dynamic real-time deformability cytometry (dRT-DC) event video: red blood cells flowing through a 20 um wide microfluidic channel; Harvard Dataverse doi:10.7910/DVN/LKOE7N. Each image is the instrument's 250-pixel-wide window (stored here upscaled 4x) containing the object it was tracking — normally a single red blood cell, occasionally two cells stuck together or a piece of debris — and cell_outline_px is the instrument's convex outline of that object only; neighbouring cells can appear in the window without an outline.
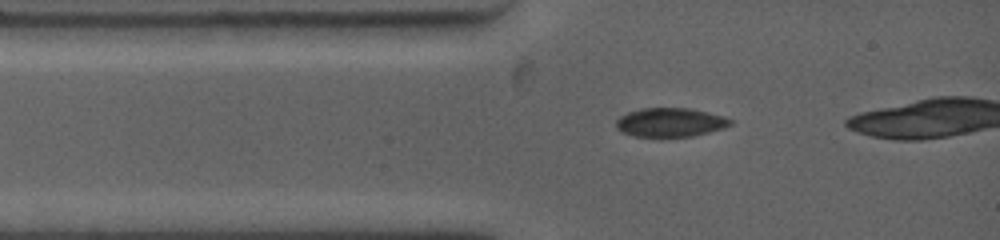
{"species": "common noctule bat (a hibernating species)", "species_latin": "Nyctalus noctula", "temperature_condition": "warm", "stored_images_in_passage": 8, "camera_frame_rate_fps": 4500, "um_per_image_px": 0.085, "animal": {"sex": "female", "body_mass_g": 19.0, "forearm_length_mm": 53.3}, "frame": {"image": 1, "passage_image": 1, "time_ms": 0.0, "image_size_px": [1000, 240], "cell_outline_px": [[732, 124], [724, 128], [692, 136], [632, 136], [616, 128], [616, 120], [620, 116], [628, 112], [640, 108], [688, 108], [724, 116], [732, 120]], "centroid_in_image_um": [56.96, 10.39], "position_along_channel_um": 28.0, "area_um2": 19.07}}
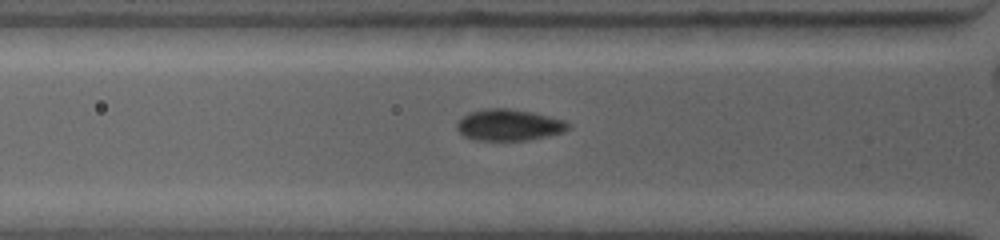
{"frame": {"image": 2, "passage_image": 6, "time_ms": 1.556, "image_size_px": [1000, 240], "cell_outline_px": [[572, 128], [564, 132], [548, 136], [528, 140], [476, 140], [464, 136], [456, 128], [456, 124], [468, 112], [488, 108], [508, 108], [532, 112], [564, 120], [572, 124]], "centroid_in_image_um": [43.3, 10.62], "position_along_channel_um": 82.5, "area_um2": 20.46}}